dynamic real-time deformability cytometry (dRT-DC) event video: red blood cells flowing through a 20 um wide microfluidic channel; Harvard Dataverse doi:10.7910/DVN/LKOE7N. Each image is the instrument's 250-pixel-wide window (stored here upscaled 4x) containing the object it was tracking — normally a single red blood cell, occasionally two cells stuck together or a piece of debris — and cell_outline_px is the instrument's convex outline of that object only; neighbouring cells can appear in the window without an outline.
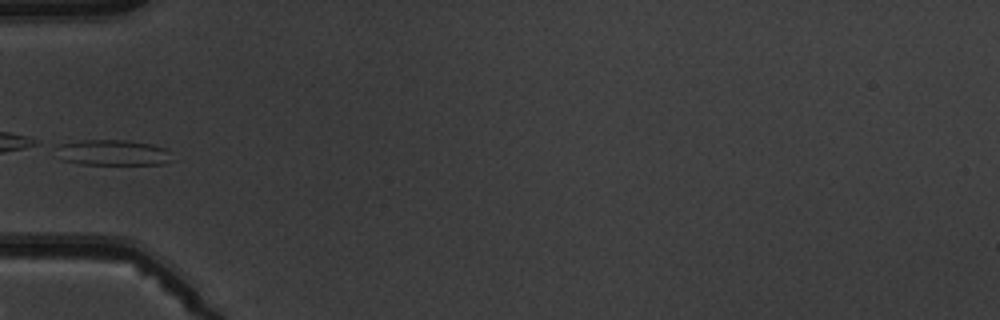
{"species": "common noctule bat (a hibernating species)", "species_latin": "Nyctalus noctula", "temperature_condition": "warm", "stored_images_in_passage": 6, "camera_frame_rate_fps": 3000, "um_per_image_px": 0.085, "animal": {"sex": "male", "body_mass_g": 19.5, "forearm_length_mm": 54.6}, "frame": {"image": 1, "passage_image": 6, "time_ms": 5.667, "image_size_px": [1000, 320], "cell_outline_px": [[176, 160], [164, 164], [80, 164], [60, 160], [60, 144], [84, 140], [124, 140], [152, 144], [164, 148], [172, 152]], "centroid_in_image_um": [9.72, 12.99], "position_along_channel_um": 75.3, "area_um2": 17.34}}